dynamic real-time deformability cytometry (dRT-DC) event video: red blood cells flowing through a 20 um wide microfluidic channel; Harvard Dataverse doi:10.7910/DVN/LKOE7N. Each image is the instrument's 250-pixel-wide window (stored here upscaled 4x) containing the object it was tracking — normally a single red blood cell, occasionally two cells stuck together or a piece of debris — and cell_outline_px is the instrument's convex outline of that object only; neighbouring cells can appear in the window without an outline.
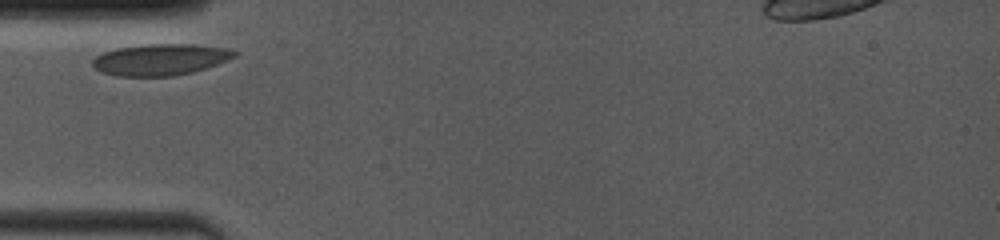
{"species": "common noctule bat (a hibernating species)", "species_latin": "Nyctalus noctula", "temperature_condition": "room temperature", "stored_images_in_passage": 4, "camera_frame_rate_fps": 4000, "um_per_image_px": 0.085, "animal": {"sex": "female", "body_mass_g": 19.0, "forearm_length_mm": 53.3}, "frame": {"image": 1, "passage_image": 1, "time_ms": 0.0, "image_size_px": [1000, 240], "cell_outline_px": [[240, 52], [236, 56], [228, 60], [192, 72], [172, 76], [116, 76], [100, 72], [92, 68], [92, 60], [96, 56], [104, 52], [116, 48], [144, 44], [196, 44], [232, 48]], "centroid_in_image_um": [13.64, 5.05], "position_along_channel_um": 71.4, "area_um2": 26.3}}
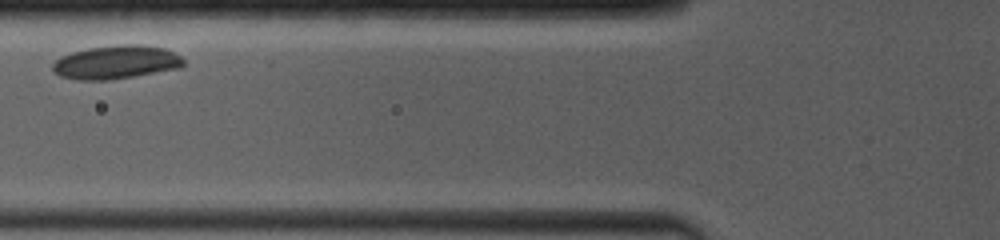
{"frame": {"image": 2, "passage_image": 3, "time_ms": 1.25, "image_size_px": [1000, 240], "cell_outline_px": [[184, 68], [132, 76], [104, 80], [80, 80], [60, 76], [52, 72], [52, 64], [60, 56], [72, 52], [88, 48], [116, 44], [140, 44], [164, 48], [180, 56], [184, 60]], "centroid_in_image_um": [9.86, 5.28], "position_along_channel_um": 115.9, "area_um2": 25.72}}